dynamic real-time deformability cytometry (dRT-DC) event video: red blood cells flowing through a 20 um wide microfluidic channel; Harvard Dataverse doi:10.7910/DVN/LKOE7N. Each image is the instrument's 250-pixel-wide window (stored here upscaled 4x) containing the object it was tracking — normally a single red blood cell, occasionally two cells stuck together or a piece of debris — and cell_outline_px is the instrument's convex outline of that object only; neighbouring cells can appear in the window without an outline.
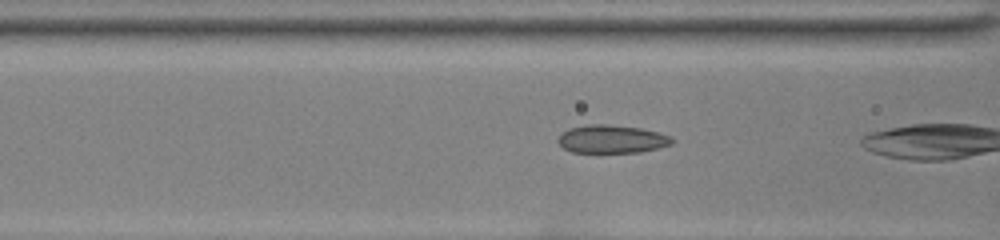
{"species": "common noctule bat (a hibernating species)", "species_latin": "Nyctalus noctula", "temperature_condition": "room temperature", "stored_images_in_passage": 15, "camera_frame_rate_fps": 3000, "um_per_image_px": 0.085, "animal": {"sex": "female", "body_mass_g": 22.0, "forearm_length_mm": 56.7}, "frame": {"image": 1, "passage_image": 7, "time_ms": 2.0, "image_size_px": [1000, 240], "cell_outline_px": [[676, 140], [672, 144], [640, 152], [572, 152], [564, 148], [556, 140], [560, 132], [568, 128], [588, 124], [608, 124], [640, 128], [660, 132], [672, 136]], "centroid_in_image_um": [52.0, 11.81], "position_along_channel_um": 114.6, "area_um2": 18.9}}